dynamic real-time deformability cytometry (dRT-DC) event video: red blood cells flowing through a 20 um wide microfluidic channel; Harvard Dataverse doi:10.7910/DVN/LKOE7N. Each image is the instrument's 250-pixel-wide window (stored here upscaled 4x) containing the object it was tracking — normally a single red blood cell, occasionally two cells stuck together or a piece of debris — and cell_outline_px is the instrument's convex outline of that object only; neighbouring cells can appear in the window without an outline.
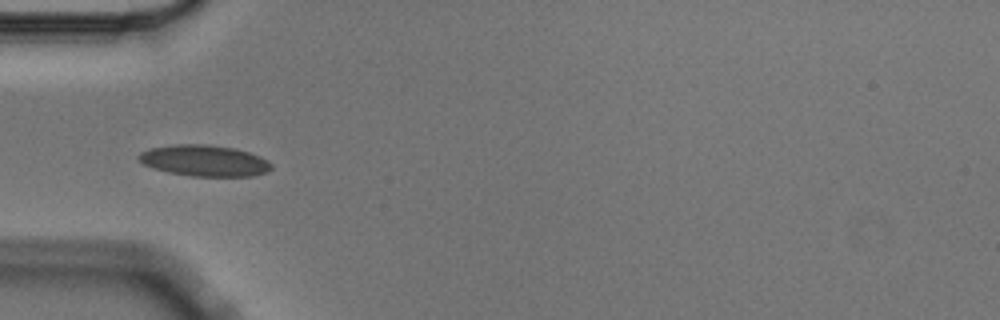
{"species": "Egyptian fruit bat (a non-hibernating species)", "species_latin": "Rousettus aegyptiacus", "temperature_condition": "cold", "stored_images_in_passage": 7, "camera_frame_rate_fps": 3000, "um_per_image_px": 0.085, "animal": {"sex": "male"}, "frame": {"image": 1, "passage_image": 4, "time_ms": 1.0, "image_size_px": [1000, 320], "cell_outline_px": [[272, 168], [268, 172], [252, 176], [192, 176], [168, 172], [152, 168], [144, 164], [136, 156], [140, 152], [152, 148], [176, 144], [208, 144], [236, 148], [260, 156], [268, 160], [272, 164]], "centroid_in_image_um": [17.4, 13.65], "position_along_channel_um": 67.6, "area_um2": 24.22}}
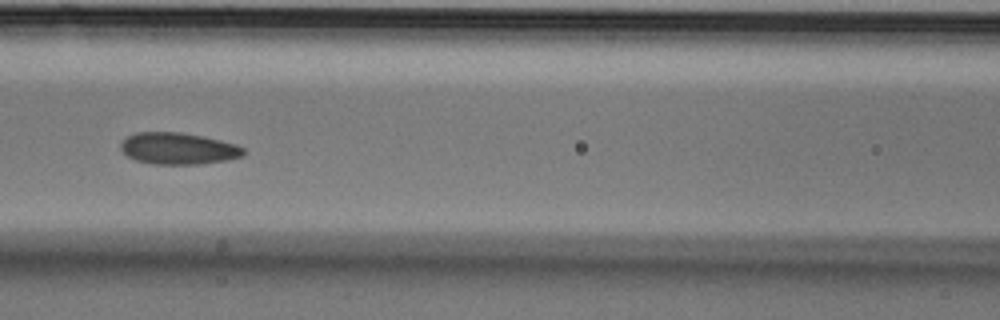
{"frame": {"image": 2, "passage_image": 6, "time_ms": 1.667, "image_size_px": [1000, 320], "cell_outline_px": [[248, 152], [244, 156], [228, 160], [200, 164], [152, 164], [136, 160], [128, 156], [120, 148], [120, 144], [128, 136], [136, 132], [180, 132], [204, 136], [236, 144], [244, 148]], "centroid_in_image_um": [15.2, 12.62], "position_along_channel_um": 151.4, "area_um2": 22.83}}
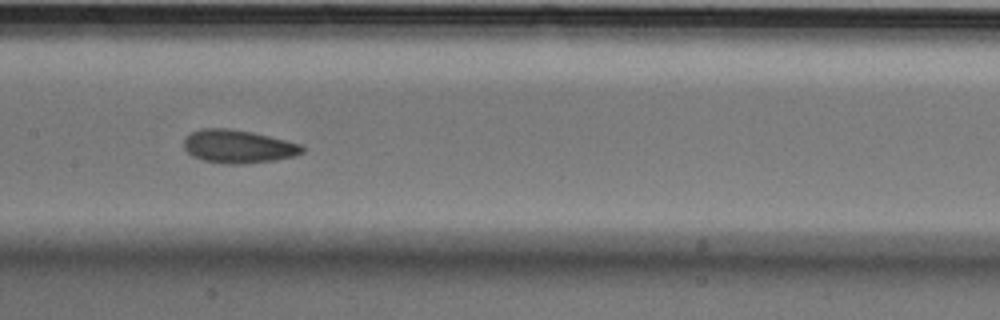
{"frame": {"image": 3, "passage_image": 7, "time_ms": 2.0, "image_size_px": [1000, 320], "cell_outline_px": [[304, 152], [296, 156], [276, 160], [244, 164], [228, 164], [204, 160], [192, 156], [184, 148], [184, 140], [192, 132], [200, 128], [228, 128], [252, 132], [300, 144], [304, 148]], "centroid_in_image_um": [20.25, 12.45], "position_along_channel_um": 187.1, "area_um2": 22.83}}